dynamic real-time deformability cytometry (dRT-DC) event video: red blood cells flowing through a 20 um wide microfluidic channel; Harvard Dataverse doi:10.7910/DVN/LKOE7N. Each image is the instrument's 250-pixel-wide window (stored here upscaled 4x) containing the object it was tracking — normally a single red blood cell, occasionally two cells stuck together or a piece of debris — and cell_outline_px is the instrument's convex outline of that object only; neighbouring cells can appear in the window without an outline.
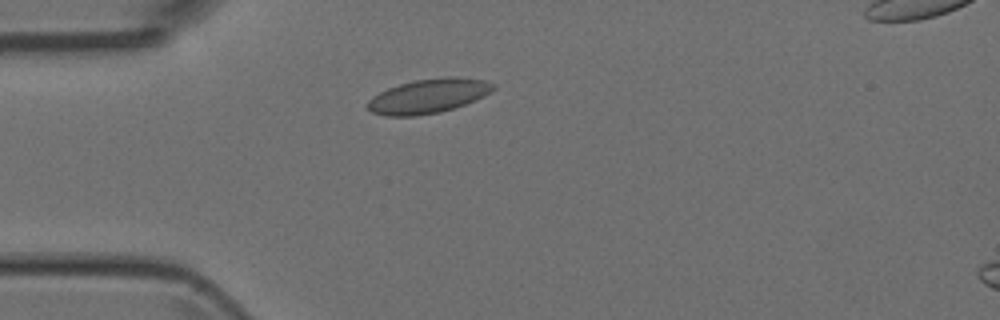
{"species": "Egyptian fruit bat (a non-hibernating species)", "species_latin": "Rousettus aegyptiacus", "temperature_condition": "room temperature", "stored_images_in_passage": 2, "camera_frame_rate_fps": 3000, "um_per_image_px": 0.085, "animal": {"sex": "female"}, "frame": {"image": 1, "passage_image": 2, "time_ms": 2.0, "image_size_px": [1000, 320], "cell_outline_px": [[496, 88], [484, 96], [476, 100], [440, 112], [416, 116], [384, 116], [372, 112], [368, 108], [368, 100], [372, 96], [388, 88], [400, 84], [416, 80], [444, 76], [460, 76], [484, 80], [496, 84]], "centroid_in_image_um": [36.44, 8.15], "position_along_channel_um": 48.6, "area_um2": 25.26}}